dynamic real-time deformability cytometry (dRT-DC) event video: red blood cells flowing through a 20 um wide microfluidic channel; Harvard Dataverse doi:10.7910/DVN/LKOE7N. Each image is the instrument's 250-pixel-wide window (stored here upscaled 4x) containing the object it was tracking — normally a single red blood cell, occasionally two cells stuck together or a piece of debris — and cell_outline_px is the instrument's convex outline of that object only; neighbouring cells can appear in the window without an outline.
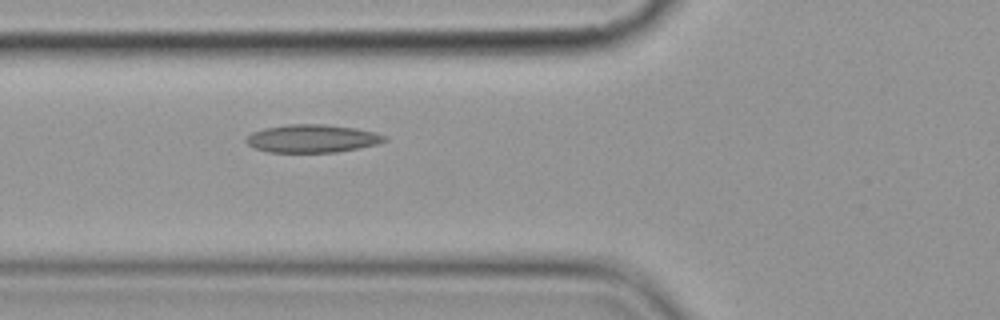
{"species": "common noctule bat (a hibernating species)", "species_latin": "Nyctalus noctula", "temperature_condition": "cold", "stored_images_in_passage": 3, "camera_frame_rate_fps": 3000, "um_per_image_px": 0.085, "animal": {"sex": "female", "body_mass_g": 19.9}, "frame": {"image": 1, "passage_image": 3, "time_ms": 2.0, "image_size_px": [1000, 320], "cell_outline_px": [[388, 140], [376, 144], [336, 152], [268, 152], [256, 148], [248, 144], [244, 140], [252, 132], [264, 128], [288, 124], [324, 124], [356, 128], [376, 132], [388, 136]], "centroid_in_image_um": [26.55, 11.76], "position_along_channel_um": 99.2, "area_um2": 22.54}}